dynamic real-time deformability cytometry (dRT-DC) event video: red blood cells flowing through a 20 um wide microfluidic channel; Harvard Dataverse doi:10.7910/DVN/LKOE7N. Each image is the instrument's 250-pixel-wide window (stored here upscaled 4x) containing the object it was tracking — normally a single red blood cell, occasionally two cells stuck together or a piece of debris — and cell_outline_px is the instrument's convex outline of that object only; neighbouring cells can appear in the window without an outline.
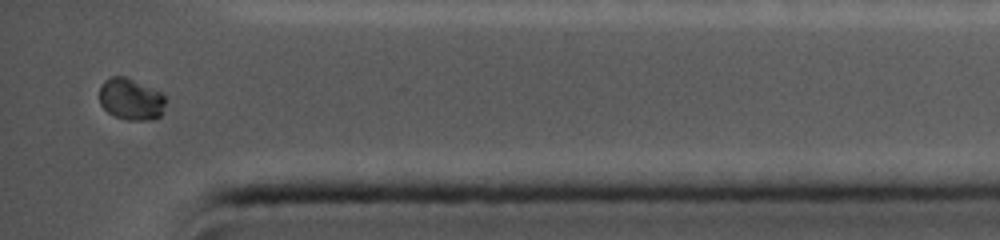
{"species": "common noctule bat (a hibernating species)", "species_latin": "Nyctalus noctula", "temperature_condition": "cold", "stored_images_in_passage": 28, "camera_frame_rate_fps": 5000, "um_per_image_px": 0.085, "animal": {"sex": "female", "body_mass_g": 19.0, "forearm_length_mm": 56.7}, "frame": {"image": 1, "passage_image": 28, "time_ms": 17.6, "image_size_px": [1000, 240], "cell_outline_px": [[164, 104], [160, 116], [152, 120], [128, 120], [116, 116], [108, 112], [100, 104], [100, 84], [104, 80], [112, 76], [124, 76], [160, 92], [164, 96]], "centroid_in_image_um": [11.09, 8.43], "position_along_channel_um": 424.1, "area_um2": 15.84}, "authors_computed_cell_mechanics": {"area_um2": 16.9643, "velocity_mm_per_s": 3.8762, "shape_relaxation_time_tau1_ms": 4.0394, "shape_relaxation_time_tau2_ms": null, "deformation_change_tau1": 0.1191, "deformation_change_tau2": null}}